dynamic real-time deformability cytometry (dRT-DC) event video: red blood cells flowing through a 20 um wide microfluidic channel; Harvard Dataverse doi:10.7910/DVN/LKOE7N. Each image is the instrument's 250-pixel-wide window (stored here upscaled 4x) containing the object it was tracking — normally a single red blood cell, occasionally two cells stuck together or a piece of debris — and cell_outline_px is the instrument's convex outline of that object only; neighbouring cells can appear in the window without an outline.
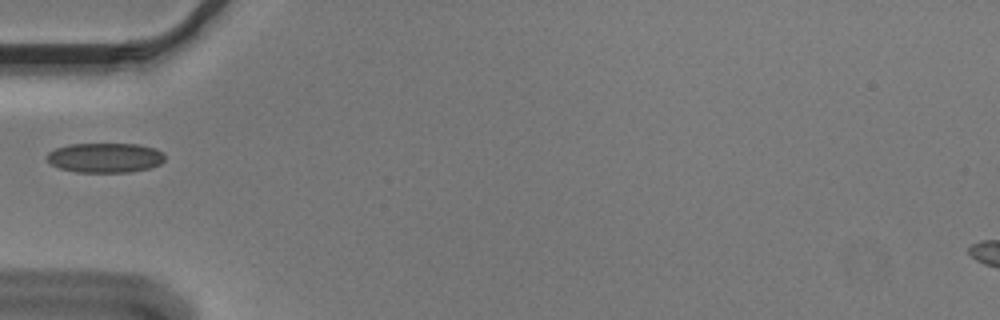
{"species": "Egyptian fruit bat (a non-hibernating species)", "species_latin": "Rousettus aegyptiacus", "temperature_condition": "cold", "stored_images_in_passage": 37, "camera_frame_rate_fps": 3000, "um_per_image_px": 0.085, "animal": {"sex": "male"}, "frame": {"image": 1, "passage_image": 1, "time_ms": 0.0, "image_size_px": [1000, 320], "cell_outline_px": [[164, 160], [160, 164], [148, 168], [128, 172], [76, 172], [60, 168], [52, 164], [48, 160], [48, 152], [56, 148], [68, 144], [136, 144], [156, 148], [164, 152]], "centroid_in_image_um": [8.95, 13.4], "position_along_channel_um": 76.0, "area_um2": 20.35}}
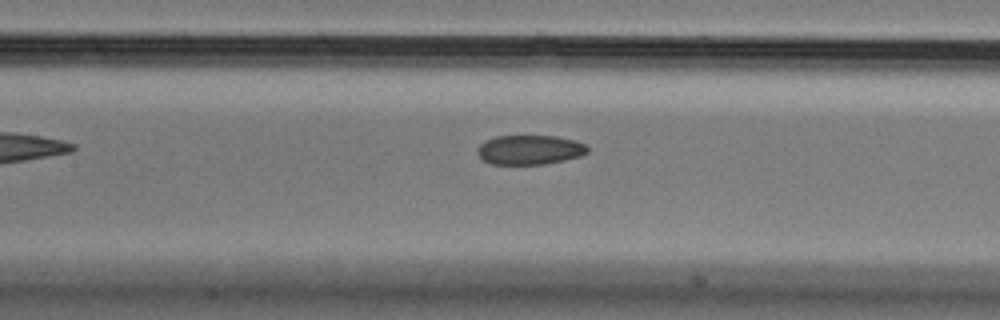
{"frame": {"image": 2, "passage_image": 8, "time_ms": 2.333, "image_size_px": [1000, 320], "cell_outline_px": [[588, 152], [580, 156], [564, 160], [544, 164], [492, 164], [480, 160], [476, 152], [476, 148], [484, 140], [496, 136], [556, 136], [576, 140], [584, 144], [588, 148]], "centroid_in_image_um": [44.97, 12.73], "position_along_channel_um": 162.4, "area_um2": 19.13}}
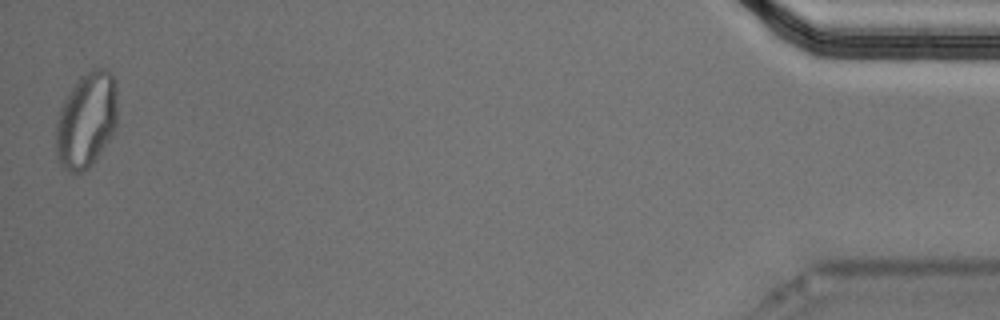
{"frame": {"image": 3, "passage_image": 37, "time_ms": 12.0, "image_size_px": [1000, 320], "cell_outline_px": [[116, 124], [112, 136], [96, 160], [84, 172], [68, 172], [60, 164], [56, 152], [56, 120], [60, 108], [64, 100], [76, 80], [80, 76], [96, 68], [104, 68], [116, 80]], "centroid_in_image_um": [7.33, 10.23], "position_along_channel_um": 427.9, "area_um2": 34.39}}